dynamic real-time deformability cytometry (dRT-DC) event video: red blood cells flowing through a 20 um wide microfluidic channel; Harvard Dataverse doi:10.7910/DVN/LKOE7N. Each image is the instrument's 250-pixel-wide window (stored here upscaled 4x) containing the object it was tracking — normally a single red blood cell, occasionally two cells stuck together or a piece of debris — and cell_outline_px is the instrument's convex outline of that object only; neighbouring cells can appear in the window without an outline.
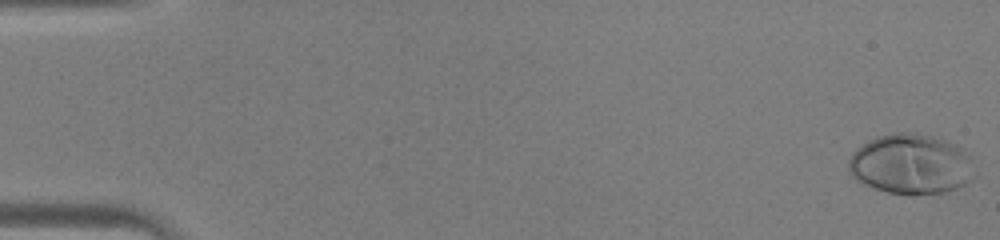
{"species": "human", "species_latin": "Homo sapiens", "temperature_condition": "warm", "stored_images_in_passage": 44, "camera_frame_rate_fps": 3000, "um_per_image_px": 0.085, "donor": {"sex": "male"}, "frame": {"image": 1, "passage_image": 1, "time_ms": 0.0, "image_size_px": [1000, 240], "cell_outline_px": [[976, 176], [964, 184], [956, 188], [944, 192], [888, 192], [876, 188], [852, 176], [848, 168], [848, 160], [852, 152], [856, 148], [868, 140], [892, 132], [908, 132], [932, 136], [944, 140], [960, 148], [972, 156], [976, 172]], "centroid_in_image_um": [77.46, 13.91], "position_along_channel_um": 7.5, "area_um2": 43.58}}
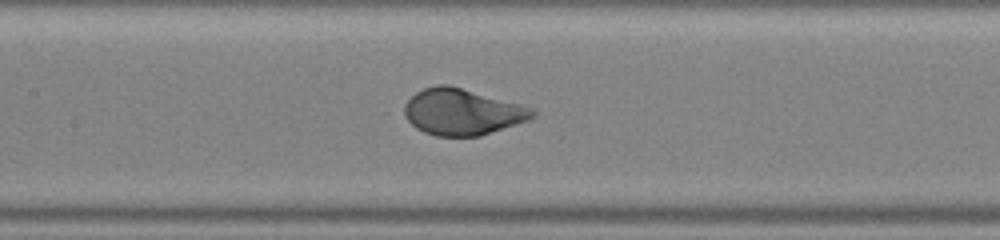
{"frame": {"image": 2, "passage_image": 22, "time_ms": 7.0, "image_size_px": [1000, 240], "cell_outline_px": [[536, 116], [528, 120], [480, 136], [436, 136], [424, 132], [416, 128], [404, 116], [404, 104], [416, 92], [424, 88], [436, 84], [448, 84], [536, 108]], "centroid_in_image_um": [39.3, 9.5], "position_along_channel_um": 168.1, "area_um2": 34.68}}
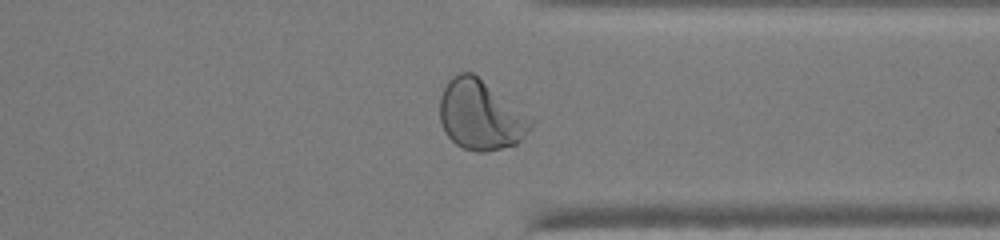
{"frame": {"image": 3, "passage_image": 35, "time_ms": 11.333, "image_size_px": [1000, 240], "cell_outline_px": [[536, 120], [532, 128], [516, 144], [484, 152], [476, 152], [464, 148], [456, 144], [444, 132], [440, 120], [440, 96], [448, 80], [452, 76], [460, 72], [472, 72], [532, 116]], "centroid_in_image_um": [40.88, 9.77], "position_along_channel_um": 370.5, "area_um2": 37.34}}